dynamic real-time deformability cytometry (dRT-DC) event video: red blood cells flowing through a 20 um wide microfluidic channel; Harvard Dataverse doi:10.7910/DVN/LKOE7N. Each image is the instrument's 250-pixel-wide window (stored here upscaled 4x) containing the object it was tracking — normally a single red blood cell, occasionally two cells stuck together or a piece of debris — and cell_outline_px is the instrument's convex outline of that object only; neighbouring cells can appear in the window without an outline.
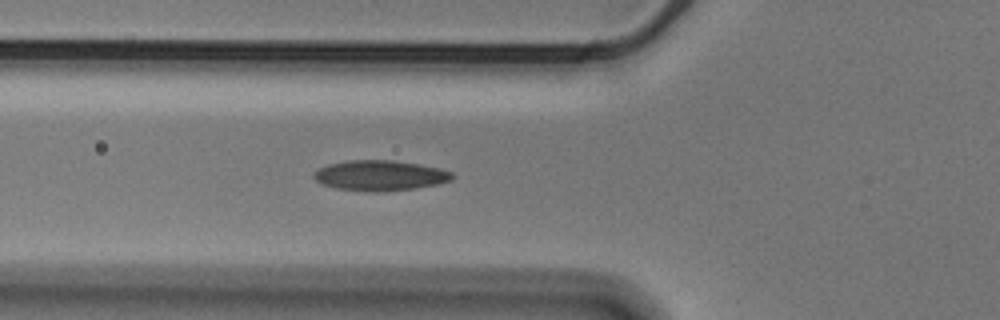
{"species": "Egyptian fruit bat (a non-hibernating species)", "species_latin": "Rousettus aegyptiacus", "temperature_condition": "cold", "stored_images_in_passage": 5, "camera_frame_rate_fps": 3000, "um_per_image_px": 0.085, "animal": {"sex": "male"}, "frame": {"image": 1, "passage_image": 2, "time_ms": 0.333, "image_size_px": [1000, 320], "cell_outline_px": [[456, 176], [452, 180], [440, 184], [416, 188], [380, 192], [368, 192], [336, 188], [324, 184], [316, 180], [312, 176], [320, 168], [328, 164], [348, 160], [392, 160], [420, 164], [440, 168], [452, 172]], "centroid_in_image_um": [32.36, 14.92], "position_along_channel_um": 93.4, "area_um2": 24.62}}